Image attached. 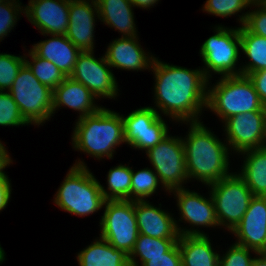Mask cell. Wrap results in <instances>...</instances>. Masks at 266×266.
<instances>
[{"mask_svg": "<svg viewBox=\"0 0 266 266\" xmlns=\"http://www.w3.org/2000/svg\"><path fill=\"white\" fill-rule=\"evenodd\" d=\"M154 103L161 112L177 122H199L207 104L209 80L202 68L187 69L154 59Z\"/></svg>", "mask_w": 266, "mask_h": 266, "instance_id": "1", "label": "cell"}, {"mask_svg": "<svg viewBox=\"0 0 266 266\" xmlns=\"http://www.w3.org/2000/svg\"><path fill=\"white\" fill-rule=\"evenodd\" d=\"M183 139L188 179L209 185L228 176L229 146L212 133L203 122H190Z\"/></svg>", "mask_w": 266, "mask_h": 266, "instance_id": "2", "label": "cell"}, {"mask_svg": "<svg viewBox=\"0 0 266 266\" xmlns=\"http://www.w3.org/2000/svg\"><path fill=\"white\" fill-rule=\"evenodd\" d=\"M77 120L72 135L75 150L99 160L112 159L115 148L125 142L124 122L117 112L101 107L96 113Z\"/></svg>", "mask_w": 266, "mask_h": 266, "instance_id": "3", "label": "cell"}, {"mask_svg": "<svg viewBox=\"0 0 266 266\" xmlns=\"http://www.w3.org/2000/svg\"><path fill=\"white\" fill-rule=\"evenodd\" d=\"M105 201L100 182L80 159L69 169L54 198L62 210L81 217L97 212Z\"/></svg>", "mask_w": 266, "mask_h": 266, "instance_id": "4", "label": "cell"}, {"mask_svg": "<svg viewBox=\"0 0 266 266\" xmlns=\"http://www.w3.org/2000/svg\"><path fill=\"white\" fill-rule=\"evenodd\" d=\"M214 86L207 87L206 108L217 114L222 122L251 111H266L253 82L248 76H221Z\"/></svg>", "mask_w": 266, "mask_h": 266, "instance_id": "5", "label": "cell"}, {"mask_svg": "<svg viewBox=\"0 0 266 266\" xmlns=\"http://www.w3.org/2000/svg\"><path fill=\"white\" fill-rule=\"evenodd\" d=\"M8 92L28 124L39 126L53 116V90L40 83L25 63Z\"/></svg>", "mask_w": 266, "mask_h": 266, "instance_id": "6", "label": "cell"}, {"mask_svg": "<svg viewBox=\"0 0 266 266\" xmlns=\"http://www.w3.org/2000/svg\"><path fill=\"white\" fill-rule=\"evenodd\" d=\"M214 29L216 34L205 40L199 51L205 65L202 69L205 77L210 80L212 72L222 76H240L241 69L236 67L241 48L240 27L229 29L219 25Z\"/></svg>", "mask_w": 266, "mask_h": 266, "instance_id": "7", "label": "cell"}, {"mask_svg": "<svg viewBox=\"0 0 266 266\" xmlns=\"http://www.w3.org/2000/svg\"><path fill=\"white\" fill-rule=\"evenodd\" d=\"M207 186L211 189L219 226H225L228 231H232L247 211L254 197L252 191L237 173H231Z\"/></svg>", "mask_w": 266, "mask_h": 266, "instance_id": "8", "label": "cell"}, {"mask_svg": "<svg viewBox=\"0 0 266 266\" xmlns=\"http://www.w3.org/2000/svg\"><path fill=\"white\" fill-rule=\"evenodd\" d=\"M100 220V237L116 249L131 253L138 237L137 219L132 200H106Z\"/></svg>", "mask_w": 266, "mask_h": 266, "instance_id": "9", "label": "cell"}, {"mask_svg": "<svg viewBox=\"0 0 266 266\" xmlns=\"http://www.w3.org/2000/svg\"><path fill=\"white\" fill-rule=\"evenodd\" d=\"M160 184L167 192L184 188L187 182L183 138L167 135L165 139L146 152Z\"/></svg>", "mask_w": 266, "mask_h": 266, "instance_id": "10", "label": "cell"}, {"mask_svg": "<svg viewBox=\"0 0 266 266\" xmlns=\"http://www.w3.org/2000/svg\"><path fill=\"white\" fill-rule=\"evenodd\" d=\"M125 143L131 148L145 150L156 146L168 135V125L157 108L148 106L133 110L128 116L122 115Z\"/></svg>", "mask_w": 266, "mask_h": 266, "instance_id": "11", "label": "cell"}, {"mask_svg": "<svg viewBox=\"0 0 266 266\" xmlns=\"http://www.w3.org/2000/svg\"><path fill=\"white\" fill-rule=\"evenodd\" d=\"M105 56L96 59L94 51L81 52L70 78L87 87L95 98H114L118 94V84Z\"/></svg>", "mask_w": 266, "mask_h": 266, "instance_id": "12", "label": "cell"}, {"mask_svg": "<svg viewBox=\"0 0 266 266\" xmlns=\"http://www.w3.org/2000/svg\"><path fill=\"white\" fill-rule=\"evenodd\" d=\"M225 123L226 143L238 153L264 147L266 134V111L236 114Z\"/></svg>", "mask_w": 266, "mask_h": 266, "instance_id": "13", "label": "cell"}, {"mask_svg": "<svg viewBox=\"0 0 266 266\" xmlns=\"http://www.w3.org/2000/svg\"><path fill=\"white\" fill-rule=\"evenodd\" d=\"M139 234L161 239H179L182 235H207L198 229L181 228L172 215L150 204L149 201H134Z\"/></svg>", "mask_w": 266, "mask_h": 266, "instance_id": "14", "label": "cell"}, {"mask_svg": "<svg viewBox=\"0 0 266 266\" xmlns=\"http://www.w3.org/2000/svg\"><path fill=\"white\" fill-rule=\"evenodd\" d=\"M70 0H30L24 15L42 35H66Z\"/></svg>", "mask_w": 266, "mask_h": 266, "instance_id": "15", "label": "cell"}, {"mask_svg": "<svg viewBox=\"0 0 266 266\" xmlns=\"http://www.w3.org/2000/svg\"><path fill=\"white\" fill-rule=\"evenodd\" d=\"M238 245L266 253V196H254L242 220L231 231Z\"/></svg>", "mask_w": 266, "mask_h": 266, "instance_id": "16", "label": "cell"}, {"mask_svg": "<svg viewBox=\"0 0 266 266\" xmlns=\"http://www.w3.org/2000/svg\"><path fill=\"white\" fill-rule=\"evenodd\" d=\"M99 17L96 0H70L66 37L81 51H93L95 17Z\"/></svg>", "mask_w": 266, "mask_h": 266, "instance_id": "17", "label": "cell"}, {"mask_svg": "<svg viewBox=\"0 0 266 266\" xmlns=\"http://www.w3.org/2000/svg\"><path fill=\"white\" fill-rule=\"evenodd\" d=\"M138 37H122L110 42L105 52L108 64L121 70H151L156 57L146 53L139 44Z\"/></svg>", "mask_w": 266, "mask_h": 266, "instance_id": "18", "label": "cell"}, {"mask_svg": "<svg viewBox=\"0 0 266 266\" xmlns=\"http://www.w3.org/2000/svg\"><path fill=\"white\" fill-rule=\"evenodd\" d=\"M177 197V207L181 215L179 221L184 220L190 225L198 227H216L219 226L215 205L211 194L210 198H205L195 191H189L186 188L171 190L170 193Z\"/></svg>", "mask_w": 266, "mask_h": 266, "instance_id": "19", "label": "cell"}, {"mask_svg": "<svg viewBox=\"0 0 266 266\" xmlns=\"http://www.w3.org/2000/svg\"><path fill=\"white\" fill-rule=\"evenodd\" d=\"M95 96L82 83L70 77L53 90V114L61 106H67L75 111H79V117L96 113L101 106L95 104Z\"/></svg>", "mask_w": 266, "mask_h": 266, "instance_id": "20", "label": "cell"}, {"mask_svg": "<svg viewBox=\"0 0 266 266\" xmlns=\"http://www.w3.org/2000/svg\"><path fill=\"white\" fill-rule=\"evenodd\" d=\"M32 51L39 57L52 62L66 77L72 73L81 51L66 35H51L50 39L32 45Z\"/></svg>", "mask_w": 266, "mask_h": 266, "instance_id": "21", "label": "cell"}, {"mask_svg": "<svg viewBox=\"0 0 266 266\" xmlns=\"http://www.w3.org/2000/svg\"><path fill=\"white\" fill-rule=\"evenodd\" d=\"M98 5V19L118 32L122 37L137 36L134 22V5L130 0H96Z\"/></svg>", "mask_w": 266, "mask_h": 266, "instance_id": "22", "label": "cell"}, {"mask_svg": "<svg viewBox=\"0 0 266 266\" xmlns=\"http://www.w3.org/2000/svg\"><path fill=\"white\" fill-rule=\"evenodd\" d=\"M208 235H182L178 247L182 266H219V256L212 248Z\"/></svg>", "mask_w": 266, "mask_h": 266, "instance_id": "23", "label": "cell"}, {"mask_svg": "<svg viewBox=\"0 0 266 266\" xmlns=\"http://www.w3.org/2000/svg\"><path fill=\"white\" fill-rule=\"evenodd\" d=\"M77 261L79 266H130L128 255L102 237L80 251Z\"/></svg>", "mask_w": 266, "mask_h": 266, "instance_id": "24", "label": "cell"}, {"mask_svg": "<svg viewBox=\"0 0 266 266\" xmlns=\"http://www.w3.org/2000/svg\"><path fill=\"white\" fill-rule=\"evenodd\" d=\"M241 173L247 187L254 196H266V147L246 150Z\"/></svg>", "mask_w": 266, "mask_h": 266, "instance_id": "25", "label": "cell"}, {"mask_svg": "<svg viewBox=\"0 0 266 266\" xmlns=\"http://www.w3.org/2000/svg\"><path fill=\"white\" fill-rule=\"evenodd\" d=\"M240 38V50L250 60L240 66L241 75L248 76L252 72L266 69V38L250 33L244 26H240Z\"/></svg>", "mask_w": 266, "mask_h": 266, "instance_id": "26", "label": "cell"}, {"mask_svg": "<svg viewBox=\"0 0 266 266\" xmlns=\"http://www.w3.org/2000/svg\"><path fill=\"white\" fill-rule=\"evenodd\" d=\"M179 239L153 238L138 234L134 248L128 255L130 266H139L136 257L140 259V266L148 261V257L164 256Z\"/></svg>", "mask_w": 266, "mask_h": 266, "instance_id": "27", "label": "cell"}, {"mask_svg": "<svg viewBox=\"0 0 266 266\" xmlns=\"http://www.w3.org/2000/svg\"><path fill=\"white\" fill-rule=\"evenodd\" d=\"M132 168L118 165L107 174V190L101 185L106 200H131Z\"/></svg>", "mask_w": 266, "mask_h": 266, "instance_id": "28", "label": "cell"}, {"mask_svg": "<svg viewBox=\"0 0 266 266\" xmlns=\"http://www.w3.org/2000/svg\"><path fill=\"white\" fill-rule=\"evenodd\" d=\"M28 53L31 61L25 56V64L40 83L54 90L64 81L66 76L52 62L37 56L31 49Z\"/></svg>", "mask_w": 266, "mask_h": 266, "instance_id": "29", "label": "cell"}, {"mask_svg": "<svg viewBox=\"0 0 266 266\" xmlns=\"http://www.w3.org/2000/svg\"><path fill=\"white\" fill-rule=\"evenodd\" d=\"M159 178L151 168H144L134 172L132 170L131 200H146L153 195L159 186Z\"/></svg>", "mask_w": 266, "mask_h": 266, "instance_id": "30", "label": "cell"}, {"mask_svg": "<svg viewBox=\"0 0 266 266\" xmlns=\"http://www.w3.org/2000/svg\"><path fill=\"white\" fill-rule=\"evenodd\" d=\"M25 63L24 56H15L7 53H0V91H8L19 69Z\"/></svg>", "mask_w": 266, "mask_h": 266, "instance_id": "31", "label": "cell"}, {"mask_svg": "<svg viewBox=\"0 0 266 266\" xmlns=\"http://www.w3.org/2000/svg\"><path fill=\"white\" fill-rule=\"evenodd\" d=\"M251 5L258 7L257 10L238 15V20L250 33L266 38V2H252Z\"/></svg>", "mask_w": 266, "mask_h": 266, "instance_id": "32", "label": "cell"}, {"mask_svg": "<svg viewBox=\"0 0 266 266\" xmlns=\"http://www.w3.org/2000/svg\"><path fill=\"white\" fill-rule=\"evenodd\" d=\"M0 125L5 127L29 125L8 91H0Z\"/></svg>", "mask_w": 266, "mask_h": 266, "instance_id": "33", "label": "cell"}, {"mask_svg": "<svg viewBox=\"0 0 266 266\" xmlns=\"http://www.w3.org/2000/svg\"><path fill=\"white\" fill-rule=\"evenodd\" d=\"M250 0H206L203 11L219 17H228L252 7Z\"/></svg>", "mask_w": 266, "mask_h": 266, "instance_id": "34", "label": "cell"}, {"mask_svg": "<svg viewBox=\"0 0 266 266\" xmlns=\"http://www.w3.org/2000/svg\"><path fill=\"white\" fill-rule=\"evenodd\" d=\"M16 0H5L0 2V41L10 33L17 24L21 13L24 14L21 2ZM19 14V15H18Z\"/></svg>", "mask_w": 266, "mask_h": 266, "instance_id": "35", "label": "cell"}, {"mask_svg": "<svg viewBox=\"0 0 266 266\" xmlns=\"http://www.w3.org/2000/svg\"><path fill=\"white\" fill-rule=\"evenodd\" d=\"M253 250L234 243L223 256H219V266H250L254 258Z\"/></svg>", "mask_w": 266, "mask_h": 266, "instance_id": "36", "label": "cell"}, {"mask_svg": "<svg viewBox=\"0 0 266 266\" xmlns=\"http://www.w3.org/2000/svg\"><path fill=\"white\" fill-rule=\"evenodd\" d=\"M142 266H182L178 242L164 256L148 257V261Z\"/></svg>", "mask_w": 266, "mask_h": 266, "instance_id": "37", "label": "cell"}, {"mask_svg": "<svg viewBox=\"0 0 266 266\" xmlns=\"http://www.w3.org/2000/svg\"><path fill=\"white\" fill-rule=\"evenodd\" d=\"M249 79L253 82L259 98L266 108V69L252 72L248 75Z\"/></svg>", "mask_w": 266, "mask_h": 266, "instance_id": "38", "label": "cell"}, {"mask_svg": "<svg viewBox=\"0 0 266 266\" xmlns=\"http://www.w3.org/2000/svg\"><path fill=\"white\" fill-rule=\"evenodd\" d=\"M11 183L9 178L0 179V211L6 208L11 197Z\"/></svg>", "mask_w": 266, "mask_h": 266, "instance_id": "39", "label": "cell"}, {"mask_svg": "<svg viewBox=\"0 0 266 266\" xmlns=\"http://www.w3.org/2000/svg\"><path fill=\"white\" fill-rule=\"evenodd\" d=\"M7 152L4 144L0 141V179L8 178L3 170L13 162Z\"/></svg>", "mask_w": 266, "mask_h": 266, "instance_id": "40", "label": "cell"}, {"mask_svg": "<svg viewBox=\"0 0 266 266\" xmlns=\"http://www.w3.org/2000/svg\"><path fill=\"white\" fill-rule=\"evenodd\" d=\"M130 1L134 5V7H139L142 9L152 8L151 6H154V4H157V2H159V0H130Z\"/></svg>", "mask_w": 266, "mask_h": 266, "instance_id": "41", "label": "cell"}, {"mask_svg": "<svg viewBox=\"0 0 266 266\" xmlns=\"http://www.w3.org/2000/svg\"><path fill=\"white\" fill-rule=\"evenodd\" d=\"M250 266H266V253H257Z\"/></svg>", "mask_w": 266, "mask_h": 266, "instance_id": "42", "label": "cell"}, {"mask_svg": "<svg viewBox=\"0 0 266 266\" xmlns=\"http://www.w3.org/2000/svg\"><path fill=\"white\" fill-rule=\"evenodd\" d=\"M4 260H5V252L0 245V263H2Z\"/></svg>", "mask_w": 266, "mask_h": 266, "instance_id": "43", "label": "cell"}, {"mask_svg": "<svg viewBox=\"0 0 266 266\" xmlns=\"http://www.w3.org/2000/svg\"><path fill=\"white\" fill-rule=\"evenodd\" d=\"M251 2H266V0H250Z\"/></svg>", "mask_w": 266, "mask_h": 266, "instance_id": "44", "label": "cell"}, {"mask_svg": "<svg viewBox=\"0 0 266 266\" xmlns=\"http://www.w3.org/2000/svg\"><path fill=\"white\" fill-rule=\"evenodd\" d=\"M264 147H266V134H265V142H264Z\"/></svg>", "mask_w": 266, "mask_h": 266, "instance_id": "45", "label": "cell"}]
</instances>
